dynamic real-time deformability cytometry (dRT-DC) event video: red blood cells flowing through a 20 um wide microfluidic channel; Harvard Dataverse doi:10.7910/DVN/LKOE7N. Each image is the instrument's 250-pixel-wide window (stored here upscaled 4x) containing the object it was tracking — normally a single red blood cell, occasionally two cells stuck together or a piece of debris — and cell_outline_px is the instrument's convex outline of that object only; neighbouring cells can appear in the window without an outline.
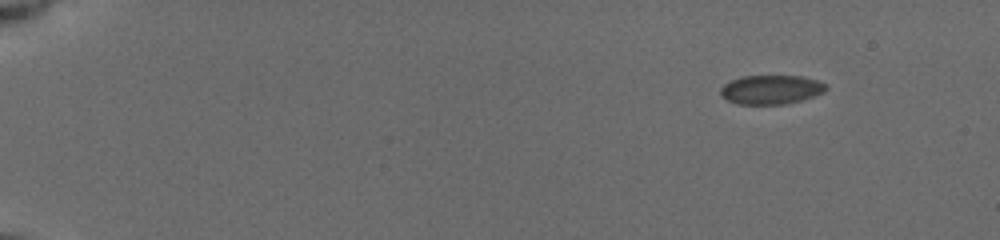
{"species": "common noctule bat (a hibernating species)", "species_latin": "Nyctalus noctula", "temperature_condition": "cold", "stored_images_in_passage": 10, "camera_frame_rate_fps": 3000, "um_per_image_px": 0.085, "animal": {"sex": "female", "body_mass_g": 19.5, "forearm_length_mm": 54.1}, "frame": {"image": 1, "passage_image": 1, "time_ms": 0.0, "image_size_px": [1000, 240], "cell_outline_px": [[828, 88], [824, 92], [800, 100], [784, 104], [736, 104], [728, 100], [720, 92], [720, 88], [724, 84], [732, 80], [744, 76], [804, 76], [816, 80], [824, 84]], "centroid_in_image_um": [65.53, 7.61], "position_along_channel_um": 19.5, "area_um2": 17.63}}
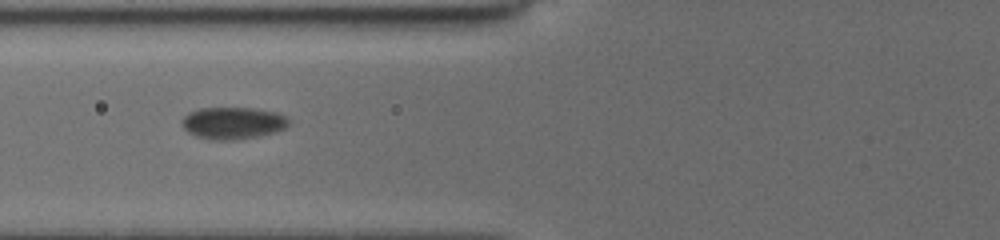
{"frame": {"image": 2, "passage_image": 7, "time_ms": 6.0, "image_size_px": [1000, 240], "cell_outline_px": [[288, 124], [284, 128], [276, 132], [260, 136], [236, 140], [212, 140], [196, 136], [188, 132], [180, 124], [180, 120], [188, 112], [200, 108], [256, 108], [276, 112], [288, 116]], "centroid_in_image_um": [19.78, 10.46], "position_along_channel_um": 106.0, "area_um2": 20.23}}
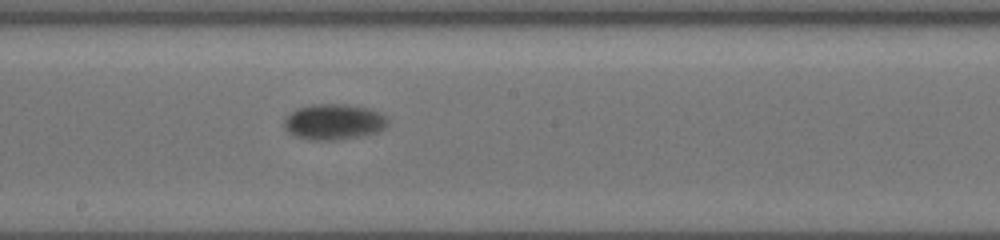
{"frame": {"image": 3, "passage_image": 10, "time_ms": 9.0, "image_size_px": [1000, 240], "cell_outline_px": [[388, 120], [376, 132], [336, 140], [316, 140], [296, 136], [288, 132], [284, 124], [284, 120], [296, 108], [312, 104], [344, 104], [368, 108], [384, 116]], "centroid_in_image_um": [28.3, 10.34], "position_along_channel_um": 219.9, "area_um2": 20.92}}